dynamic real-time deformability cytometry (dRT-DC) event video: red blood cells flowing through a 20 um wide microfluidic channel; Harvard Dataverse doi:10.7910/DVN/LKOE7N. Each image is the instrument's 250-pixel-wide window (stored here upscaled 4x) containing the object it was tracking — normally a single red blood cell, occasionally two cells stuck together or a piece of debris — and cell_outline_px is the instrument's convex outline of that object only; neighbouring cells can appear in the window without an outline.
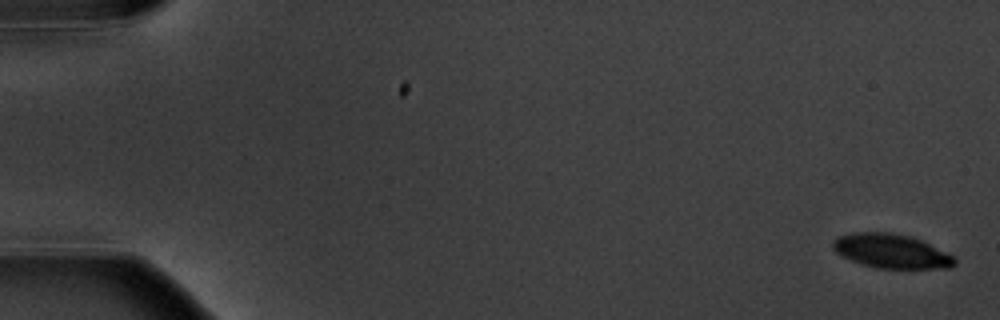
{"species": "common noctule bat (a hibernating species)", "species_latin": "Nyctalus noctula", "temperature_condition": "warm", "stored_images_in_passage": 5, "camera_frame_rate_fps": 3000, "um_per_image_px": 0.085, "animal": {"sex": "male", "body_mass_g": 20.1, "forearm_length_mm": 53.5}, "frame": {"image": 1, "passage_image": 1, "time_ms": 0.0, "image_size_px": [1000, 320], "cell_outline_px": [[956, 264], [952, 268], [876, 268], [860, 264], [836, 252], [832, 248], [832, 240], [836, 236], [852, 232], [892, 232], [912, 236], [956, 256]], "centroid_in_image_um": [75.77, 21.33], "position_along_channel_um": 9.2, "area_um2": 24.57}}